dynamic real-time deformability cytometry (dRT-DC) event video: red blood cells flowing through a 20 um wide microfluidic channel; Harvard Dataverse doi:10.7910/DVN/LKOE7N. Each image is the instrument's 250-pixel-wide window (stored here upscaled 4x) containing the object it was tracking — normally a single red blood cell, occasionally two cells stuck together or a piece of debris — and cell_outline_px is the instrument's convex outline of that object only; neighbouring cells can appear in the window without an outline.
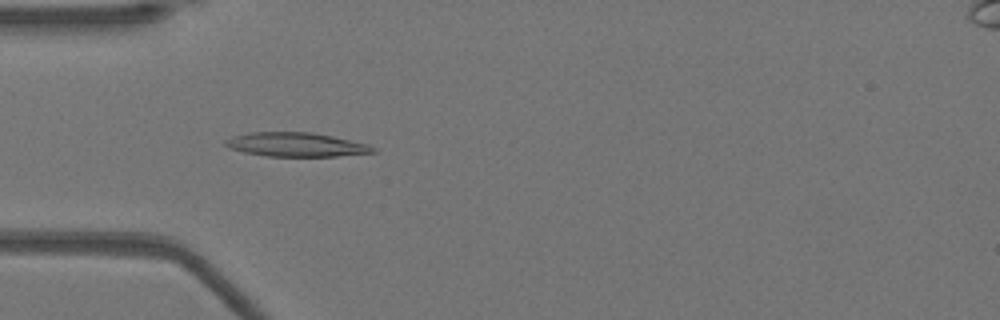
{"species": "Egyptian fruit bat (a non-hibernating species)", "species_latin": "Rousettus aegyptiacus", "temperature_condition": "warm", "stored_images_in_passage": 45, "camera_frame_rate_fps": 3000, "um_per_image_px": 0.085, "animal": {"sex": "female"}, "frame": {"image": 1, "passage_image": 9, "time_ms": 2.667, "image_size_px": [1000, 320], "cell_outline_px": [[376, 152], [336, 156], [268, 156], [244, 152], [228, 148], [224, 144], [224, 140], [232, 136], [248, 132], [312, 132], [332, 136], [368, 144], [376, 148]], "centroid_in_image_um": [25.13, 12.28], "position_along_channel_um": 59.9, "area_um2": 20.69}}
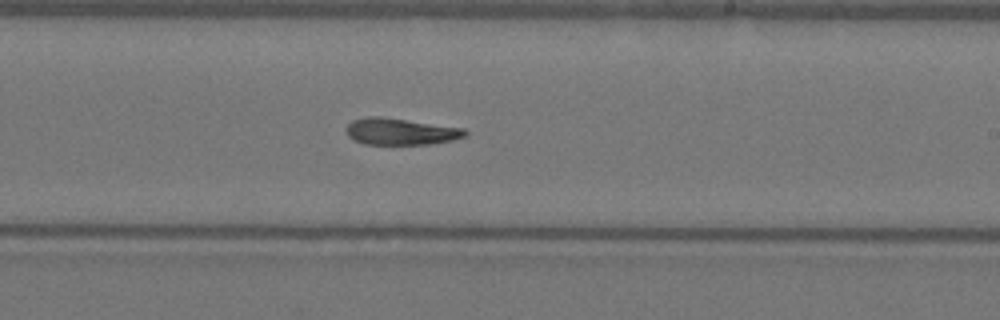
{"frame": {"image": 2, "passage_image": 24, "time_ms": 7.667, "image_size_px": [1000, 320], "cell_outline_px": [[468, 136], [452, 140], [428, 144], [364, 144], [352, 140], [344, 132], [344, 128], [352, 120], [368, 116], [380, 116], [464, 128], [468, 132]], "centroid_in_image_um": [34.01, 11.18], "position_along_channel_um": 255.0, "area_um2": 18.67}}
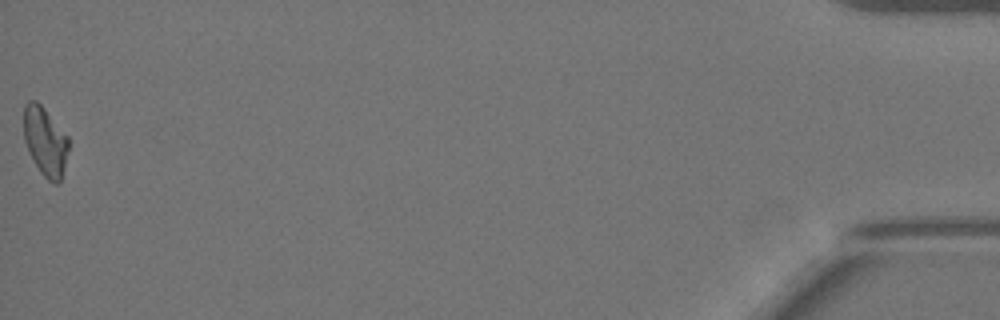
{"frame": {"image": 3, "passage_image": 45, "time_ms": 14.667, "image_size_px": [1000, 320], "cell_outline_px": [[68, 152], [60, 180], [56, 184], [48, 180], [40, 172], [24, 140], [24, 104], [28, 100], [36, 100], [44, 108], [68, 136]], "centroid_in_image_um": [3.84, 11.98], "position_along_channel_um": 431.4, "area_um2": 17.69}}